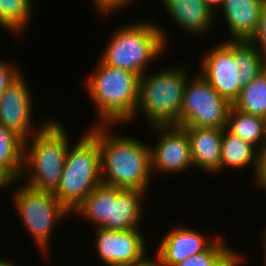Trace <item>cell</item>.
<instances>
[{"mask_svg": "<svg viewBox=\"0 0 266 266\" xmlns=\"http://www.w3.org/2000/svg\"><path fill=\"white\" fill-rule=\"evenodd\" d=\"M108 126L95 123L88 130L100 148L102 183L145 192L152 173L150 147L135 137L111 135Z\"/></svg>", "mask_w": 266, "mask_h": 266, "instance_id": "obj_1", "label": "cell"}, {"mask_svg": "<svg viewBox=\"0 0 266 266\" xmlns=\"http://www.w3.org/2000/svg\"><path fill=\"white\" fill-rule=\"evenodd\" d=\"M98 62L95 72L86 81V88L98 110L99 120L102 121L99 123L131 122L136 116L140 76Z\"/></svg>", "mask_w": 266, "mask_h": 266, "instance_id": "obj_2", "label": "cell"}, {"mask_svg": "<svg viewBox=\"0 0 266 266\" xmlns=\"http://www.w3.org/2000/svg\"><path fill=\"white\" fill-rule=\"evenodd\" d=\"M62 127L56 120H49L30 140H25L20 180L31 176L26 186L38 191L54 192L57 189L69 148V139Z\"/></svg>", "mask_w": 266, "mask_h": 266, "instance_id": "obj_3", "label": "cell"}, {"mask_svg": "<svg viewBox=\"0 0 266 266\" xmlns=\"http://www.w3.org/2000/svg\"><path fill=\"white\" fill-rule=\"evenodd\" d=\"M99 60L110 67L145 74L146 65L165 52L166 34L155 23L127 24L111 35Z\"/></svg>", "mask_w": 266, "mask_h": 266, "instance_id": "obj_4", "label": "cell"}, {"mask_svg": "<svg viewBox=\"0 0 266 266\" xmlns=\"http://www.w3.org/2000/svg\"><path fill=\"white\" fill-rule=\"evenodd\" d=\"M183 66L140 76L139 100L135 113L138 114V110L144 111L150 126L180 127L184 88L188 81V71Z\"/></svg>", "mask_w": 266, "mask_h": 266, "instance_id": "obj_5", "label": "cell"}, {"mask_svg": "<svg viewBox=\"0 0 266 266\" xmlns=\"http://www.w3.org/2000/svg\"><path fill=\"white\" fill-rule=\"evenodd\" d=\"M70 146L66 153L60 183L53 192L71 213L97 186L102 184L101 155L98 141L89 133Z\"/></svg>", "mask_w": 266, "mask_h": 266, "instance_id": "obj_6", "label": "cell"}, {"mask_svg": "<svg viewBox=\"0 0 266 266\" xmlns=\"http://www.w3.org/2000/svg\"><path fill=\"white\" fill-rule=\"evenodd\" d=\"M18 213L41 251L48 250L54 223L70 212L59 202L53 192L38 191L26 185L13 195ZM47 248V249H46Z\"/></svg>", "mask_w": 266, "mask_h": 266, "instance_id": "obj_7", "label": "cell"}, {"mask_svg": "<svg viewBox=\"0 0 266 266\" xmlns=\"http://www.w3.org/2000/svg\"><path fill=\"white\" fill-rule=\"evenodd\" d=\"M186 82L180 114V127L226 129L232 104L216 92L200 75Z\"/></svg>", "mask_w": 266, "mask_h": 266, "instance_id": "obj_8", "label": "cell"}, {"mask_svg": "<svg viewBox=\"0 0 266 266\" xmlns=\"http://www.w3.org/2000/svg\"><path fill=\"white\" fill-rule=\"evenodd\" d=\"M203 57L200 75L233 105L242 89L238 64L234 61V41L226 40Z\"/></svg>", "mask_w": 266, "mask_h": 266, "instance_id": "obj_9", "label": "cell"}, {"mask_svg": "<svg viewBox=\"0 0 266 266\" xmlns=\"http://www.w3.org/2000/svg\"><path fill=\"white\" fill-rule=\"evenodd\" d=\"M96 232L94 246L106 266H135L146 258V240L139 228L113 231L98 227Z\"/></svg>", "mask_w": 266, "mask_h": 266, "instance_id": "obj_10", "label": "cell"}, {"mask_svg": "<svg viewBox=\"0 0 266 266\" xmlns=\"http://www.w3.org/2000/svg\"><path fill=\"white\" fill-rule=\"evenodd\" d=\"M158 131V144L150 146L152 171L181 173L194 166L191 157L190 141L186 131L176 125L151 126ZM158 169V170H157Z\"/></svg>", "mask_w": 266, "mask_h": 266, "instance_id": "obj_11", "label": "cell"}, {"mask_svg": "<svg viewBox=\"0 0 266 266\" xmlns=\"http://www.w3.org/2000/svg\"><path fill=\"white\" fill-rule=\"evenodd\" d=\"M27 86L21 73L0 95V123L24 140L31 138L49 122L47 120L43 125L40 124L35 131L30 129L33 100Z\"/></svg>", "mask_w": 266, "mask_h": 266, "instance_id": "obj_12", "label": "cell"}, {"mask_svg": "<svg viewBox=\"0 0 266 266\" xmlns=\"http://www.w3.org/2000/svg\"><path fill=\"white\" fill-rule=\"evenodd\" d=\"M213 241L195 230L178 227L164 236L155 255L165 266H175L190 256L205 251Z\"/></svg>", "mask_w": 266, "mask_h": 266, "instance_id": "obj_13", "label": "cell"}, {"mask_svg": "<svg viewBox=\"0 0 266 266\" xmlns=\"http://www.w3.org/2000/svg\"><path fill=\"white\" fill-rule=\"evenodd\" d=\"M190 141L194 167L204 172L221 171V141L223 129L215 127H182Z\"/></svg>", "mask_w": 266, "mask_h": 266, "instance_id": "obj_14", "label": "cell"}, {"mask_svg": "<svg viewBox=\"0 0 266 266\" xmlns=\"http://www.w3.org/2000/svg\"><path fill=\"white\" fill-rule=\"evenodd\" d=\"M266 0H225L224 17L231 41H249L257 31L260 14Z\"/></svg>", "mask_w": 266, "mask_h": 266, "instance_id": "obj_15", "label": "cell"}, {"mask_svg": "<svg viewBox=\"0 0 266 266\" xmlns=\"http://www.w3.org/2000/svg\"><path fill=\"white\" fill-rule=\"evenodd\" d=\"M167 12L183 30L202 34L212 25L215 12L205 4L204 0H162Z\"/></svg>", "mask_w": 266, "mask_h": 266, "instance_id": "obj_16", "label": "cell"}, {"mask_svg": "<svg viewBox=\"0 0 266 266\" xmlns=\"http://www.w3.org/2000/svg\"><path fill=\"white\" fill-rule=\"evenodd\" d=\"M121 190L122 188L102 183L92 190L73 212L92 221L97 228L111 230L112 201Z\"/></svg>", "mask_w": 266, "mask_h": 266, "instance_id": "obj_17", "label": "cell"}, {"mask_svg": "<svg viewBox=\"0 0 266 266\" xmlns=\"http://www.w3.org/2000/svg\"><path fill=\"white\" fill-rule=\"evenodd\" d=\"M146 192L122 189L112 201L111 230L138 228L142 217V199ZM142 210V211H141Z\"/></svg>", "mask_w": 266, "mask_h": 266, "instance_id": "obj_18", "label": "cell"}, {"mask_svg": "<svg viewBox=\"0 0 266 266\" xmlns=\"http://www.w3.org/2000/svg\"><path fill=\"white\" fill-rule=\"evenodd\" d=\"M226 130L255 147L257 145L258 149L266 141V118L242 112L232 105Z\"/></svg>", "mask_w": 266, "mask_h": 266, "instance_id": "obj_19", "label": "cell"}, {"mask_svg": "<svg viewBox=\"0 0 266 266\" xmlns=\"http://www.w3.org/2000/svg\"><path fill=\"white\" fill-rule=\"evenodd\" d=\"M251 143L243 141L229 133L226 129L222 132L221 141V170L226 166L241 169L253 164L256 175L258 149Z\"/></svg>", "mask_w": 266, "mask_h": 266, "instance_id": "obj_20", "label": "cell"}, {"mask_svg": "<svg viewBox=\"0 0 266 266\" xmlns=\"http://www.w3.org/2000/svg\"><path fill=\"white\" fill-rule=\"evenodd\" d=\"M234 61L238 64L241 88L266 69V58L250 41H234Z\"/></svg>", "mask_w": 266, "mask_h": 266, "instance_id": "obj_21", "label": "cell"}, {"mask_svg": "<svg viewBox=\"0 0 266 266\" xmlns=\"http://www.w3.org/2000/svg\"><path fill=\"white\" fill-rule=\"evenodd\" d=\"M25 140L0 123V166L18 182L22 175Z\"/></svg>", "mask_w": 266, "mask_h": 266, "instance_id": "obj_22", "label": "cell"}, {"mask_svg": "<svg viewBox=\"0 0 266 266\" xmlns=\"http://www.w3.org/2000/svg\"><path fill=\"white\" fill-rule=\"evenodd\" d=\"M242 256L217 238L203 252L190 256L175 266H238Z\"/></svg>", "mask_w": 266, "mask_h": 266, "instance_id": "obj_23", "label": "cell"}, {"mask_svg": "<svg viewBox=\"0 0 266 266\" xmlns=\"http://www.w3.org/2000/svg\"><path fill=\"white\" fill-rule=\"evenodd\" d=\"M233 106L242 112L266 118V69L241 89Z\"/></svg>", "mask_w": 266, "mask_h": 266, "instance_id": "obj_24", "label": "cell"}, {"mask_svg": "<svg viewBox=\"0 0 266 266\" xmlns=\"http://www.w3.org/2000/svg\"><path fill=\"white\" fill-rule=\"evenodd\" d=\"M33 0H0V25L20 33L30 22Z\"/></svg>", "mask_w": 266, "mask_h": 266, "instance_id": "obj_25", "label": "cell"}, {"mask_svg": "<svg viewBox=\"0 0 266 266\" xmlns=\"http://www.w3.org/2000/svg\"><path fill=\"white\" fill-rule=\"evenodd\" d=\"M249 41L252 42L253 44H256L255 45L257 46L256 48L266 58V1L263 4L262 10H261L257 31Z\"/></svg>", "mask_w": 266, "mask_h": 266, "instance_id": "obj_26", "label": "cell"}, {"mask_svg": "<svg viewBox=\"0 0 266 266\" xmlns=\"http://www.w3.org/2000/svg\"><path fill=\"white\" fill-rule=\"evenodd\" d=\"M18 68L0 60V95L21 74Z\"/></svg>", "mask_w": 266, "mask_h": 266, "instance_id": "obj_27", "label": "cell"}, {"mask_svg": "<svg viewBox=\"0 0 266 266\" xmlns=\"http://www.w3.org/2000/svg\"><path fill=\"white\" fill-rule=\"evenodd\" d=\"M132 0H94V3L100 13L102 14H108L109 12H114L115 10H120L124 8L122 6L129 5V2Z\"/></svg>", "mask_w": 266, "mask_h": 266, "instance_id": "obj_28", "label": "cell"}, {"mask_svg": "<svg viewBox=\"0 0 266 266\" xmlns=\"http://www.w3.org/2000/svg\"><path fill=\"white\" fill-rule=\"evenodd\" d=\"M15 183L16 179L4 168L0 166V189L3 190L5 186ZM3 187V188H2Z\"/></svg>", "mask_w": 266, "mask_h": 266, "instance_id": "obj_29", "label": "cell"}, {"mask_svg": "<svg viewBox=\"0 0 266 266\" xmlns=\"http://www.w3.org/2000/svg\"><path fill=\"white\" fill-rule=\"evenodd\" d=\"M257 169H266V141L258 148Z\"/></svg>", "mask_w": 266, "mask_h": 266, "instance_id": "obj_30", "label": "cell"}, {"mask_svg": "<svg viewBox=\"0 0 266 266\" xmlns=\"http://www.w3.org/2000/svg\"><path fill=\"white\" fill-rule=\"evenodd\" d=\"M254 176V182H256V185L266 191V169H256V175Z\"/></svg>", "mask_w": 266, "mask_h": 266, "instance_id": "obj_31", "label": "cell"}, {"mask_svg": "<svg viewBox=\"0 0 266 266\" xmlns=\"http://www.w3.org/2000/svg\"><path fill=\"white\" fill-rule=\"evenodd\" d=\"M156 261L149 258H145L143 261L137 263L135 266H165L156 256Z\"/></svg>", "mask_w": 266, "mask_h": 266, "instance_id": "obj_32", "label": "cell"}, {"mask_svg": "<svg viewBox=\"0 0 266 266\" xmlns=\"http://www.w3.org/2000/svg\"><path fill=\"white\" fill-rule=\"evenodd\" d=\"M204 2L213 12L215 10L214 8L216 7V5L222 6L225 0H204Z\"/></svg>", "mask_w": 266, "mask_h": 266, "instance_id": "obj_33", "label": "cell"}, {"mask_svg": "<svg viewBox=\"0 0 266 266\" xmlns=\"http://www.w3.org/2000/svg\"><path fill=\"white\" fill-rule=\"evenodd\" d=\"M0 266H16V265H13V263H9V261H7V260H0Z\"/></svg>", "mask_w": 266, "mask_h": 266, "instance_id": "obj_34", "label": "cell"}, {"mask_svg": "<svg viewBox=\"0 0 266 266\" xmlns=\"http://www.w3.org/2000/svg\"><path fill=\"white\" fill-rule=\"evenodd\" d=\"M264 231H265V233H264V236L262 238V240H263L262 242H263V246H264L263 249L265 248L264 251L266 252V230H264Z\"/></svg>", "mask_w": 266, "mask_h": 266, "instance_id": "obj_35", "label": "cell"}, {"mask_svg": "<svg viewBox=\"0 0 266 266\" xmlns=\"http://www.w3.org/2000/svg\"><path fill=\"white\" fill-rule=\"evenodd\" d=\"M264 253H265V255H264V256H265V260H264V262H265V266H266V252H264Z\"/></svg>", "mask_w": 266, "mask_h": 266, "instance_id": "obj_36", "label": "cell"}]
</instances>
